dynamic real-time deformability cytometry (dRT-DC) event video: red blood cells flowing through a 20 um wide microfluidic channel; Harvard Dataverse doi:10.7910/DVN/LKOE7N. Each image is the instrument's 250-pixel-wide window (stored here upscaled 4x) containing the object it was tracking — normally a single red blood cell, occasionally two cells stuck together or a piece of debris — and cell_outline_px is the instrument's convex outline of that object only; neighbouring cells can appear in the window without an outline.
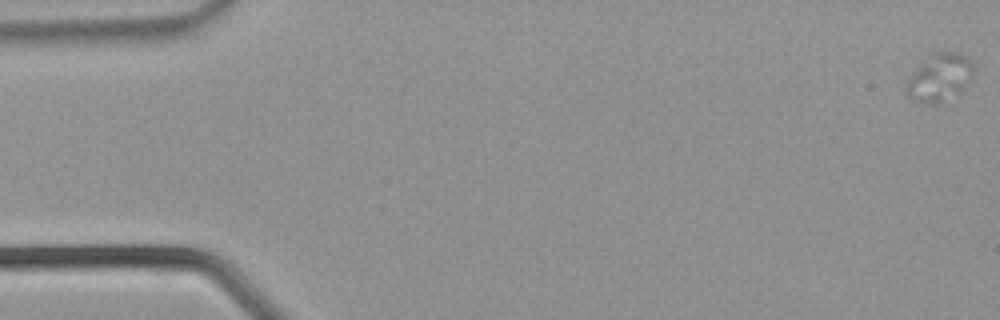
{"species": "common noctule bat (a hibernating species)", "species_latin": "Nyctalus noctula", "temperature_condition": "warm", "stored_images_in_passage": 37, "camera_frame_rate_fps": 3000, "um_per_image_px": 0.085, "animal": {"sex": "male", "body_mass_g": 21.5, "forearm_length_mm": 52.0}, "frame": {"image": 1, "passage_image": 1, "time_ms": 0.0, "image_size_px": [1000, 320], "cell_outline_px": [[976, 68], [940, 104], [924, 104], [912, 100], [908, 96], [908, 80], [912, 72], [920, 64], [936, 52], [956, 52], [968, 56], [972, 60]], "centroid_in_image_um": [79.8, 6.55], "position_along_channel_um": 5.2, "area_um2": 17.51}}
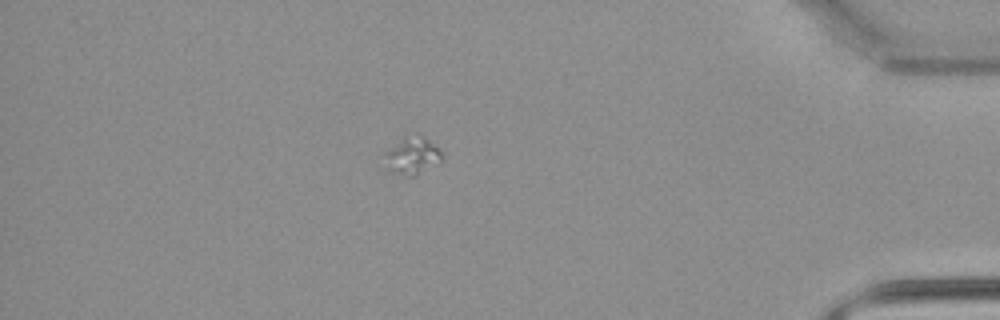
{"frame": {"image": 2, "passage_image": 32, "time_ms": 10.333, "image_size_px": [1000, 320], "cell_outline_px": [[444, 156], [440, 160], [416, 176], [408, 176], [384, 168], [384, 152], [404, 140], [420, 136], [428, 140], [440, 148]], "centroid_in_image_um": [35.04, 13.3], "position_along_channel_um": 400.2, "area_um2": 11.79}}
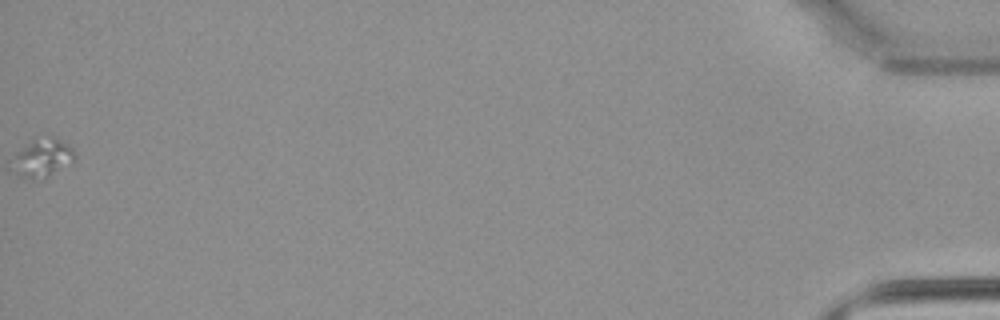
{"frame": {"image": 3, "passage_image": 37, "time_ms": 12.0, "image_size_px": [1000, 320], "cell_outline_px": [[76, 160], [72, 164], [44, 176], [32, 180], [20, 176], [16, 172], [16, 152], [32, 140], [52, 136], [56, 136], [72, 148], [76, 156]], "centroid_in_image_um": [3.7, 13.39], "position_along_channel_um": 431.5, "area_um2": 13.41}}